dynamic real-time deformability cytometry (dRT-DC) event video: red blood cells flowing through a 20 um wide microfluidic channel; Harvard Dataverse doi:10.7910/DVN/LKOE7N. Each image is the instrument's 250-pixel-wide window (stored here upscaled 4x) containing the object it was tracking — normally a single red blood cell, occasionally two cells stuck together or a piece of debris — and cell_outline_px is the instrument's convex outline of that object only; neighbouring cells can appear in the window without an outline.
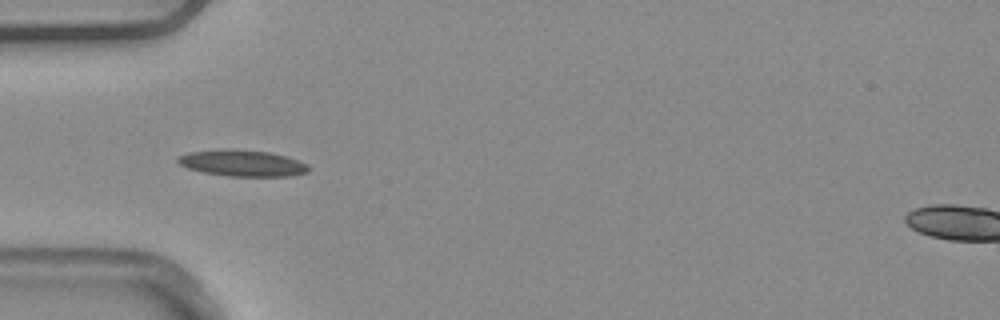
{"species": "common noctule bat (a hibernating species)", "species_latin": "Nyctalus noctula", "temperature_condition": "warm", "stored_images_in_passage": 4, "camera_frame_rate_fps": 3000, "um_per_image_px": 0.085, "animal": {"sex": "male", "body_mass_g": 20.4}, "frame": {"image": 1, "passage_image": 4, "time_ms": 1.0, "image_size_px": [1000, 320], "cell_outline_px": [[308, 172], [288, 176], [228, 176], [204, 172], [188, 168], [180, 164], [176, 160], [180, 156], [192, 152], [268, 152], [284, 156], [308, 164]], "centroid_in_image_um": [20.66, 13.93], "position_along_channel_um": 64.3, "area_um2": 18.61}}